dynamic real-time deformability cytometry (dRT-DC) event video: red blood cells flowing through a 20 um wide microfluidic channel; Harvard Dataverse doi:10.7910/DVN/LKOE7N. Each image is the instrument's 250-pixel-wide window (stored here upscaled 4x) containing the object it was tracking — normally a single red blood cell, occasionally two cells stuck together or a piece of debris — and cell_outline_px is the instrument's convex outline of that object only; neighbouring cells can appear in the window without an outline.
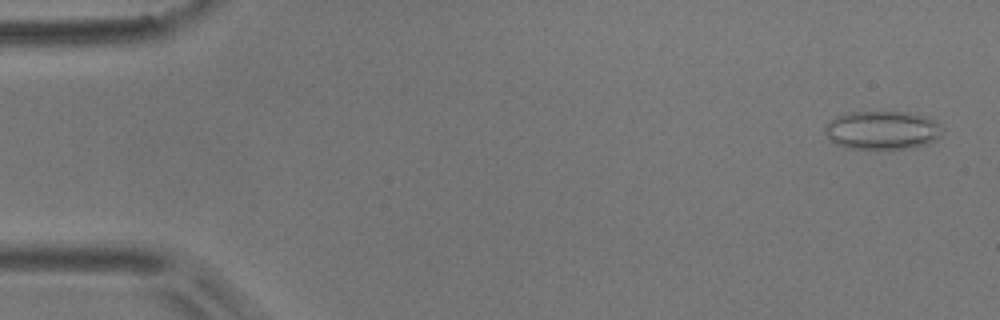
{"species": "common noctule bat (a hibernating species)", "species_latin": "Nyctalus noctula", "temperature_condition": "room temperature", "stored_images_in_passage": 53, "camera_frame_rate_fps": 3000, "um_per_image_px": 0.085, "animal": {"sex": "male", "body_mass_g": 17.9}, "frame": {"image": 1, "passage_image": 2, "time_ms": 0.333, "image_size_px": [1000, 320], "cell_outline_px": [[944, 128], [940, 136], [936, 140], [928, 144], [912, 148], [848, 148], [836, 144], [824, 132], [824, 128], [828, 120], [836, 116], [848, 112], [912, 112], [928, 116], [936, 120]], "centroid_in_image_um": [75.04, 11.04], "position_along_channel_um": 10.0, "area_um2": 26.7}}
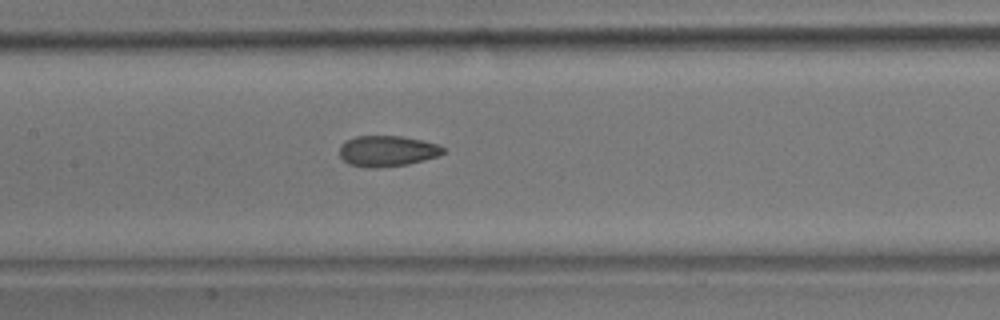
{"frame": {"image": 2, "passage_image": 25, "time_ms": 8.0, "image_size_px": [1000, 320], "cell_outline_px": [[444, 152], [436, 156], [424, 160], [408, 164], [376, 168], [364, 168], [348, 164], [340, 156], [340, 144], [356, 136], [400, 136], [420, 140], [436, 144], [444, 148]], "centroid_in_image_um": [32.87, 12.85], "position_along_channel_um": 174.5, "area_um2": 18.5}}
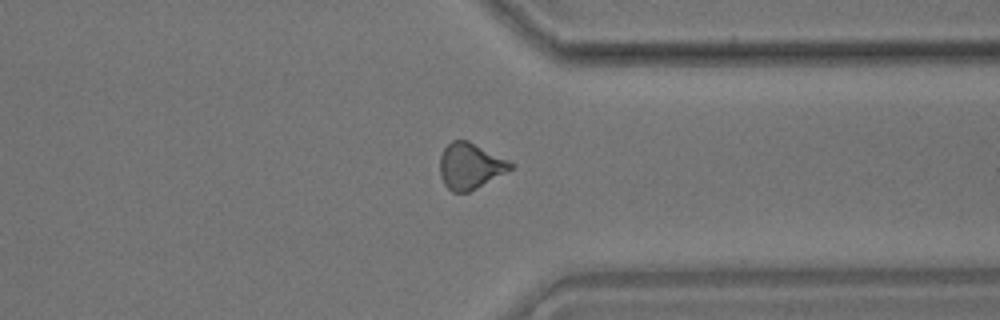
{"frame": {"image": 3, "passage_image": 41, "time_ms": 13.333, "image_size_px": [1000, 320], "cell_outline_px": [[516, 164], [512, 168], [476, 188], [468, 192], [452, 192], [444, 184], [440, 176], [440, 156], [444, 148], [452, 140], [468, 140]], "centroid_in_image_um": [39.94, 14.1], "position_along_channel_um": 371.5, "area_um2": 18.73}, "authors_computed_cell_mechanics": {"area_um2": 18.9006, "velocity_mm_per_s": 3.7368, "shape_relaxation_time_tau1_ms": null, "shape_relaxation_time_tau2_ms": 2.3244, "deformation_change_tau1": null, "deformation_change_tau2": 0.0932}}